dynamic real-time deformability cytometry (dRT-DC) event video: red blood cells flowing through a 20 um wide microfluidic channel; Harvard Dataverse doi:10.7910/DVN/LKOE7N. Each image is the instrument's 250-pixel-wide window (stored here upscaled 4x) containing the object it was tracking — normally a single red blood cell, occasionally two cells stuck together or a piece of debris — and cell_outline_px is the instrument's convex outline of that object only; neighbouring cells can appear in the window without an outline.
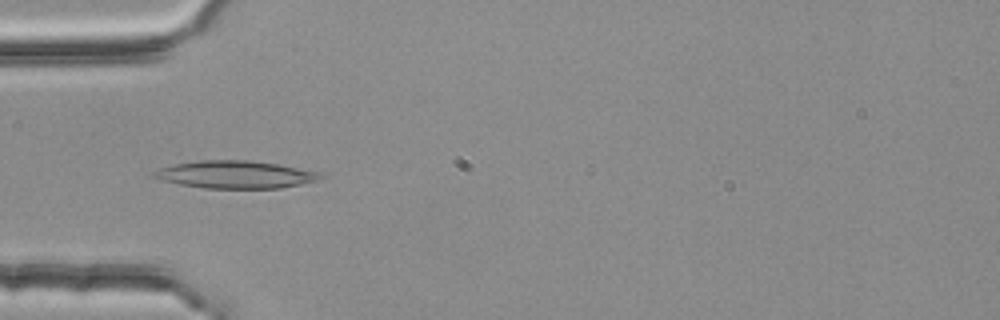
{"species": "common noctule bat (a hibernating species)", "species_latin": "Nyctalus noctula", "temperature_condition": "room temperature", "stored_images_in_passage": 52, "camera_frame_rate_fps": 3000, "um_per_image_px": 0.085, "animal": {"sex": "female", "body_mass_g": 25.1}, "frame": {"image": 1, "passage_image": 16, "time_ms": 5.0, "image_size_px": [1000, 320], "cell_outline_px": [[328, 176], [320, 180], [280, 188], [204, 188], [180, 184], [148, 176], [148, 172], [172, 164], [200, 160], [248, 160], [276, 164], [320, 172]], "centroid_in_image_um": [19.98, 14.83], "position_along_channel_um": 65.0, "area_um2": 26.93}}
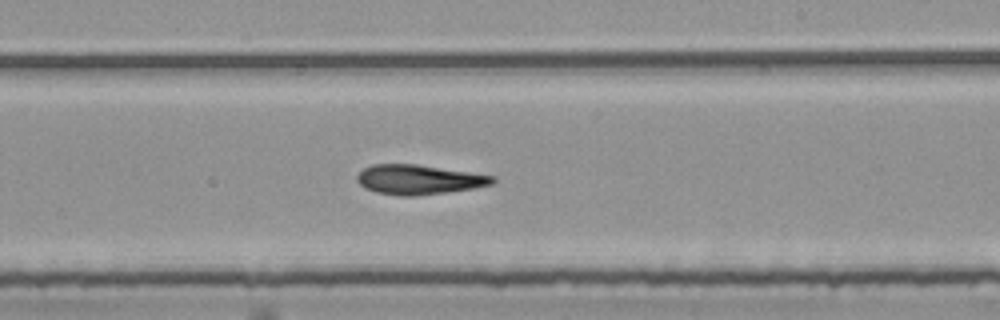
{"frame": {"image": 2, "passage_image": 31, "time_ms": 10.0, "image_size_px": [1000, 320], "cell_outline_px": [[496, 180], [492, 184], [472, 188], [444, 192], [412, 196], [400, 196], [376, 192], [364, 188], [356, 180], [356, 176], [364, 168], [372, 164], [416, 164], [496, 176]], "centroid_in_image_um": [35.57, 15.26], "position_along_channel_um": 253.4, "area_um2": 23.24}}
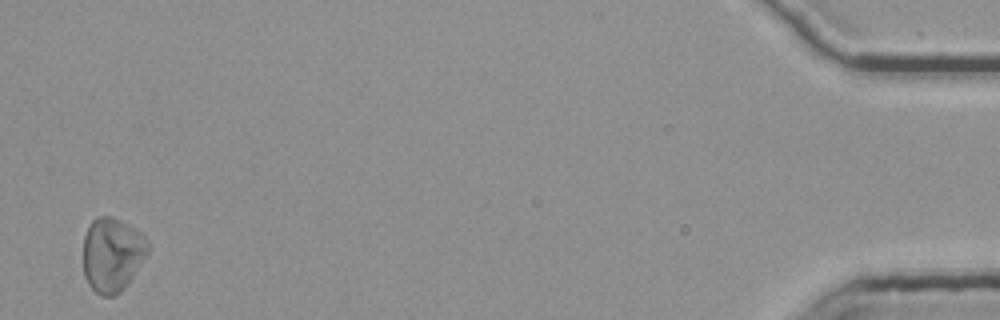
{"frame": {"image": 3, "passage_image": 52, "time_ms": 17.0, "image_size_px": [1000, 320], "cell_outline_px": [[148, 252], [128, 284], [116, 296], [100, 296], [88, 284], [84, 276], [84, 236], [88, 224], [96, 216], [112, 216], [128, 224], [140, 232], [144, 236], [148, 244]], "centroid_in_image_um": [9.52, 21.63], "position_along_channel_um": 425.7, "area_um2": 28.09}}